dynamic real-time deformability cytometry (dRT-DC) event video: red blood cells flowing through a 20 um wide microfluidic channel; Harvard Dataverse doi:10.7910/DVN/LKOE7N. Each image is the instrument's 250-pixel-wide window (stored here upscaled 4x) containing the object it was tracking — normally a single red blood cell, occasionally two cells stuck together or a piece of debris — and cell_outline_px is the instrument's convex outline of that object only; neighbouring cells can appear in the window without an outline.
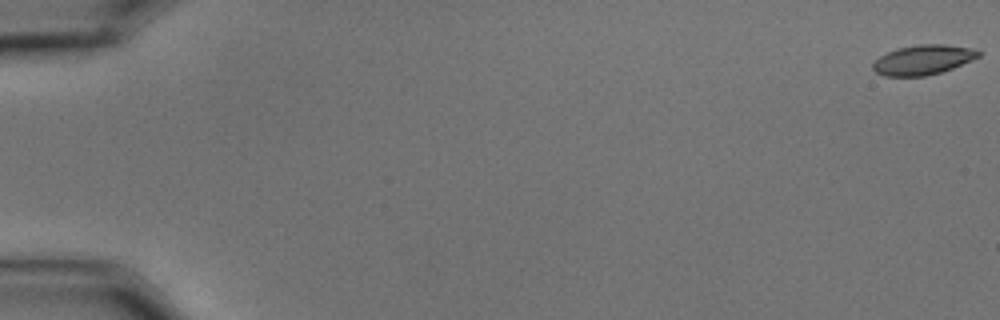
{"species": "common noctule bat (a hibernating species)", "species_latin": "Nyctalus noctula", "temperature_condition": "cold", "stored_images_in_passage": 59, "camera_frame_rate_fps": 3000, "um_per_image_px": 0.085, "animal": {"sex": "male", "body_mass_g": 15.6}, "frame": {"image": 1, "passage_image": 1, "time_ms": 0.0, "image_size_px": [1000, 320], "cell_outline_px": [[980, 56], [972, 60], [952, 68], [940, 72], [924, 76], [884, 76], [876, 72], [872, 68], [872, 64], [880, 56], [896, 48], [920, 44], [944, 44], [976, 48], [980, 52]], "centroid_in_image_um": [78.47, 5.07], "position_along_channel_um": 6.5, "area_um2": 18.32}}
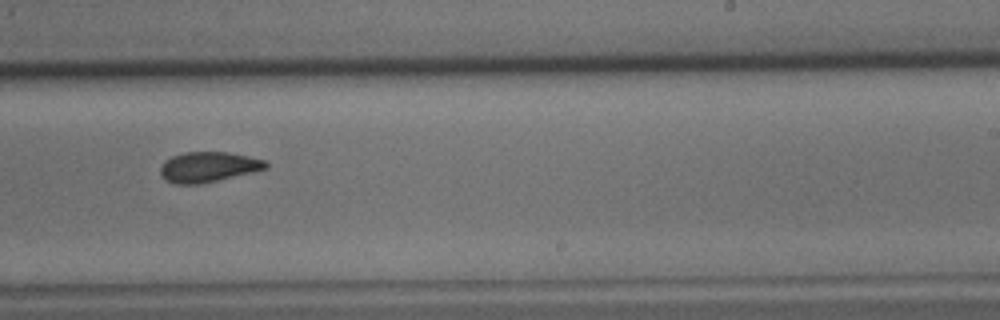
{"frame": {"image": 2, "passage_image": 38, "time_ms": 12.333, "image_size_px": [1000, 320], "cell_outline_px": [[268, 168], [252, 172], [200, 184], [176, 184], [164, 180], [160, 176], [160, 168], [164, 160], [172, 156], [184, 152], [228, 152], [268, 160]], "centroid_in_image_um": [17.69, 14.19], "position_along_channel_um": 271.3, "area_um2": 18.73}}
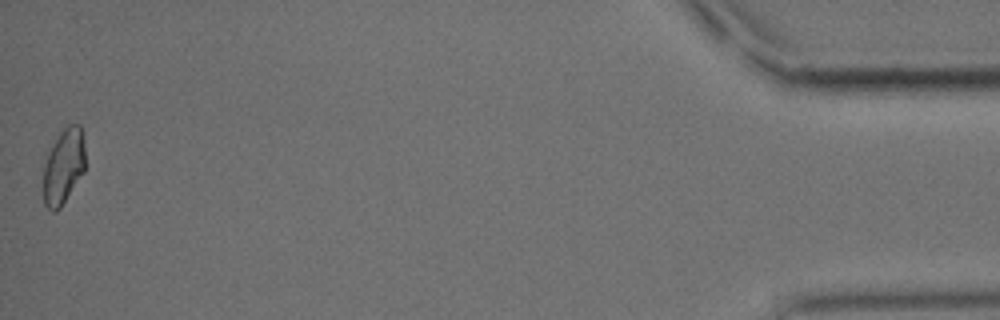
{"frame": {"image": 3, "passage_image": 59, "time_ms": 19.333, "image_size_px": [1000, 320], "cell_outline_px": [[84, 172], [60, 208], [56, 212], [52, 212], [44, 204], [44, 164], [48, 152], [60, 132], [68, 124], [80, 124], [84, 140]], "centroid_in_image_um": [5.4, 14.14], "position_along_channel_um": 429.8, "area_um2": 18.32}, "authors_computed_cell_mechanics": {"area_um2": 18.8428, "velocity_mm_per_s": 3.4811, "shape_relaxation_time_tau1_ms": 6.853, "shape_relaxation_time_tau2_ms": 4.3319, "deformation_change_tau1": 0.1119, "deformation_change_tau2": 0.0742}}